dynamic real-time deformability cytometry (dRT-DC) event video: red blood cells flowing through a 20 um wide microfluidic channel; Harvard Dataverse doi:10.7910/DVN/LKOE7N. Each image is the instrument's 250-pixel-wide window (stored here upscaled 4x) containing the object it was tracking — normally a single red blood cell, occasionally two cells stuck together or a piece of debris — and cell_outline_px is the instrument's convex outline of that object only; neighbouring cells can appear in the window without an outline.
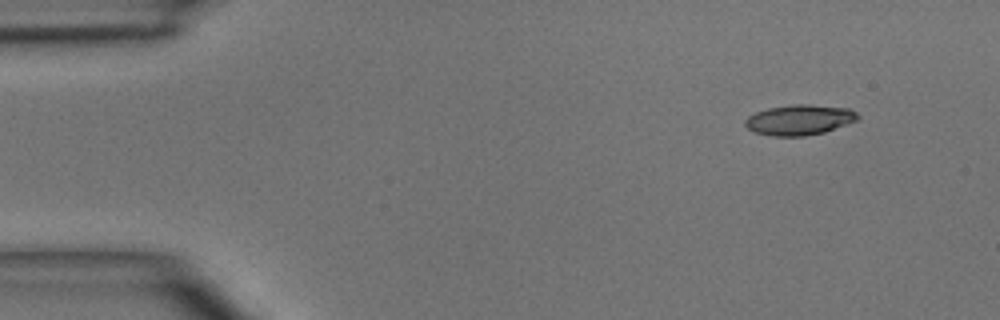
{"species": "common noctule bat (a hibernating species)", "species_latin": "Nyctalus noctula", "temperature_condition": "room temperature", "stored_images_in_passage": 3, "camera_frame_rate_fps": 3000, "um_per_image_px": 0.085, "animal": {"sex": "male", "body_mass_g": 15.6}, "frame": {"image": 1, "passage_image": 1, "time_ms": 0.0, "image_size_px": [1000, 320], "cell_outline_px": [[860, 120], [824, 132], [804, 136], [772, 136], [756, 132], [748, 128], [744, 124], [744, 120], [748, 116], [756, 112], [768, 108], [792, 104], [808, 104], [848, 108], [856, 112], [860, 116]], "centroid_in_image_um": [67.98, 10.18], "position_along_channel_um": 17.0, "area_um2": 20.0}}
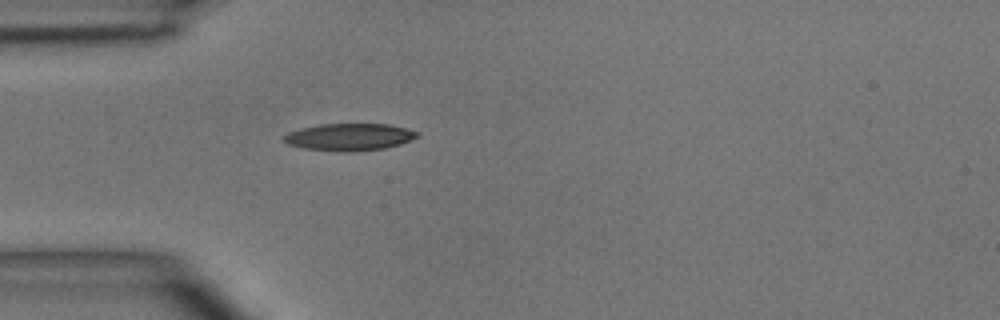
{"frame": {"image": 2, "passage_image": 3, "time_ms": 3.0, "image_size_px": [1000, 320], "cell_outline_px": [[420, 136], [400, 144], [384, 148], [344, 152], [304, 148], [288, 144], [284, 140], [284, 136], [288, 132], [300, 128], [320, 124], [388, 124], [420, 132]], "centroid_in_image_um": [29.7, 11.63], "position_along_channel_um": 55.3, "area_um2": 20.92}}